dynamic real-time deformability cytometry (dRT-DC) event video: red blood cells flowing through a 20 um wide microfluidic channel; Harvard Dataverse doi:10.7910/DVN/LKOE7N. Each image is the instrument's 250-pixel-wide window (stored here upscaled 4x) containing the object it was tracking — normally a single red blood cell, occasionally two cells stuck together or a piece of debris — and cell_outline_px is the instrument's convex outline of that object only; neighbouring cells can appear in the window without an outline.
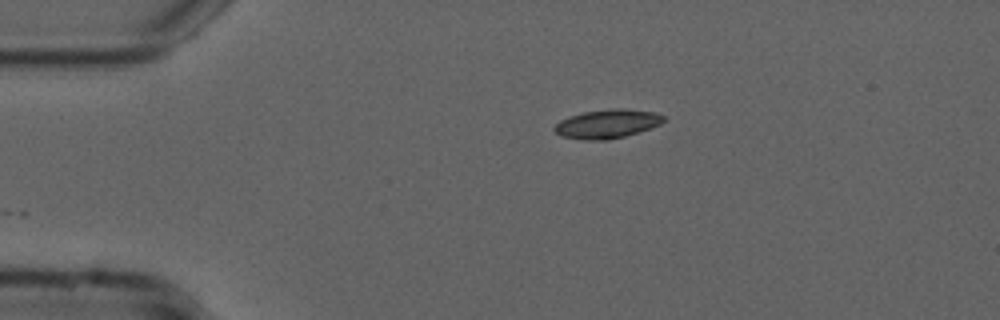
{"species": "common noctule bat (a hibernating species)", "species_latin": "Nyctalus noctula", "temperature_condition": "cold", "stored_images_in_passage": 44, "camera_frame_rate_fps": 3000, "um_per_image_px": 0.085, "animal": {"sex": "male", "forearm_length_mm": 52.5}, "frame": {"image": 1, "passage_image": 1, "time_ms": 0.0, "image_size_px": [1000, 320], "cell_outline_px": [[664, 120], [660, 124], [652, 128], [640, 132], [624, 136], [604, 140], [584, 140], [560, 136], [552, 128], [560, 120], [584, 112], [616, 108], [620, 108], [656, 112], [664, 116]], "centroid_in_image_um": [51.63, 10.53], "position_along_channel_um": 33.4, "area_um2": 18.26}}
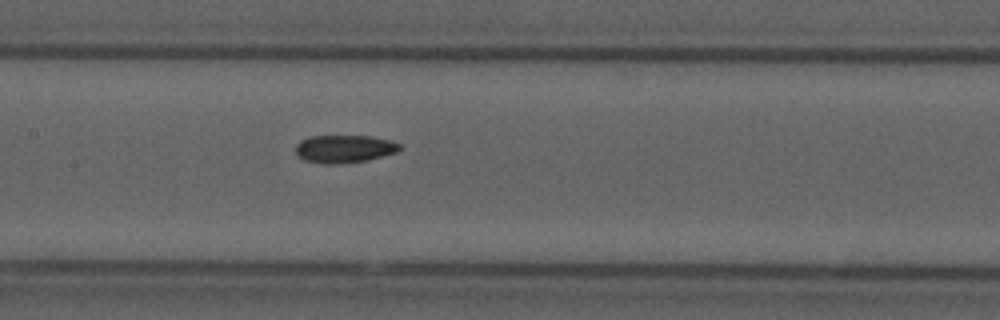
{"frame": {"image": 2, "passage_image": 16, "time_ms": 5.0, "image_size_px": [1000, 320], "cell_outline_px": [[400, 148], [396, 152], [368, 160], [336, 164], [324, 164], [304, 160], [296, 156], [296, 144], [300, 140], [312, 136], [372, 136], [392, 140], [400, 144]], "centroid_in_image_um": [29.24, 12.65], "position_along_channel_um": 178.2, "area_um2": 16.94}}
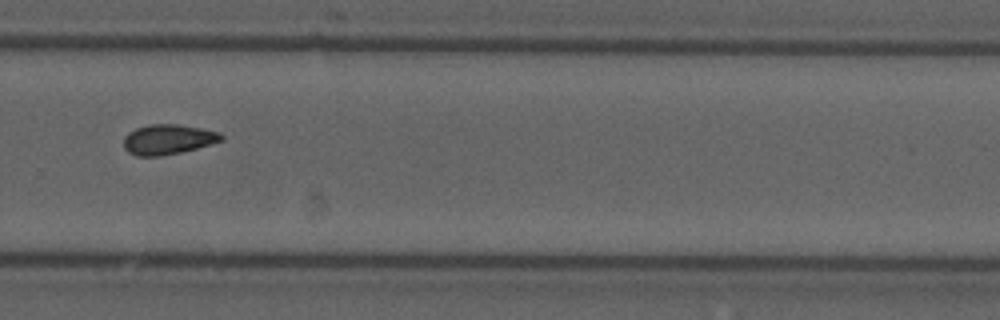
{"frame": {"image": 3, "passage_image": 27, "time_ms": 8.667, "image_size_px": [1000, 320], "cell_outline_px": [[224, 140], [196, 148], [180, 152], [160, 156], [136, 156], [128, 152], [124, 148], [124, 136], [128, 132], [136, 128], [148, 124], [176, 124], [200, 128], [220, 132], [224, 136]], "centroid_in_image_um": [14.26, 11.84], "position_along_channel_um": 315.5, "area_um2": 17.11}, "authors_computed_cell_mechanics": {"area_um2": 16.9643, "velocity_mm_per_s": 3.7675, "shape_relaxation_time_tau1_ms": null, "shape_relaxation_time_tau2_ms": 10.887, "deformation_change_tau1": null, "deformation_change_tau2": 0.1506}}